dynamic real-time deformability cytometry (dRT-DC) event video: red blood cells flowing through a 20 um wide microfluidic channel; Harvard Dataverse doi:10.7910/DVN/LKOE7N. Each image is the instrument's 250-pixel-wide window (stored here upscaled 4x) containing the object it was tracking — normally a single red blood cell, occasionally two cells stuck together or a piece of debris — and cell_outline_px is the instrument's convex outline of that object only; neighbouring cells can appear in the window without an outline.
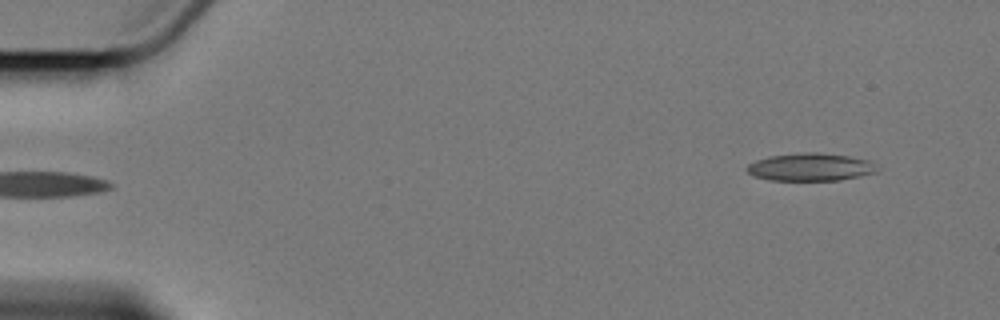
{"species": "Egyptian fruit bat (a non-hibernating species)", "species_latin": "Rousettus aegyptiacus", "temperature_condition": "cold", "stored_images_in_passage": 6, "segment_of_instrument_passage": [2, 2], "camera_frame_rate_fps": 3000, "um_per_image_px": 0.085, "animal": {"sex": "female"}, "frame": {"image": 1, "passage_image": 6, "time_ms": 6.0, "image_size_px": [1000, 320], "cell_outline_px": [[880, 172], [840, 180], [768, 180], [756, 176], [748, 172], [744, 168], [748, 164], [756, 160], [768, 156], [800, 152], [820, 152], [848, 156], [872, 160], [880, 168]], "centroid_in_image_um": [68.95, 14.19], "position_along_channel_um": 16.0, "area_um2": 21.44}}